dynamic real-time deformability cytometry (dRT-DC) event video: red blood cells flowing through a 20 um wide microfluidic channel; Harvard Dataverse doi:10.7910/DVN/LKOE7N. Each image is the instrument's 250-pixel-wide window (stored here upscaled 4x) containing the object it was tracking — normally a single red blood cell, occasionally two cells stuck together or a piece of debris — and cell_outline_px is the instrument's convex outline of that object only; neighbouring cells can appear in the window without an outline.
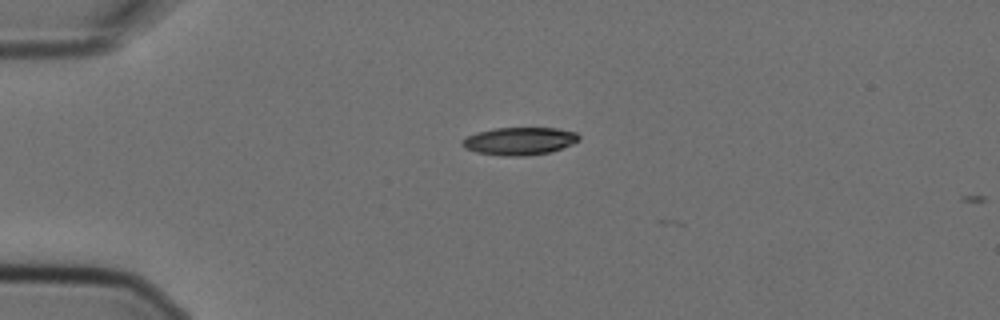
{"species": "Egyptian fruit bat (a non-hibernating species)", "species_latin": "Rousettus aegyptiacus", "temperature_condition": "cold", "stored_images_in_passage": 10, "camera_frame_rate_fps": 3000, "um_per_image_px": 0.085, "animal": {"sex": "female"}, "frame": {"image": 1, "passage_image": 8, "time_ms": 2.333, "image_size_px": [1000, 320], "cell_outline_px": [[580, 140], [572, 144], [548, 152], [524, 156], [508, 156], [476, 152], [464, 148], [460, 144], [460, 140], [476, 132], [496, 128], [556, 128], [576, 132], [580, 136]], "centroid_in_image_um": [44.13, 11.98], "position_along_channel_um": 40.9, "area_um2": 18.79}}